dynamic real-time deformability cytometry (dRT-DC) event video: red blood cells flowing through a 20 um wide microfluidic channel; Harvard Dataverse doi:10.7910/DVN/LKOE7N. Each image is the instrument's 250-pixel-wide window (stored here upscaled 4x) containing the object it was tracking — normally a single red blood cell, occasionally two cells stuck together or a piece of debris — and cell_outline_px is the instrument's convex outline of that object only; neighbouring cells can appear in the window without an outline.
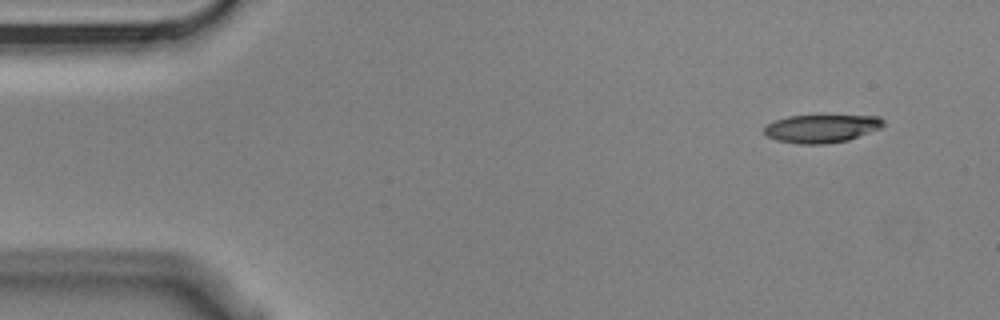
{"species": "Egyptian fruit bat (a non-hibernating species)", "species_latin": "Rousettus aegyptiacus", "temperature_condition": "cold", "stored_images_in_passage": 4, "camera_frame_rate_fps": 3000, "um_per_image_px": 0.085, "animal": {"sex": "male"}, "frame": {"image": 1, "passage_image": 1, "time_ms": 0.0, "image_size_px": [1000, 320], "cell_outline_px": [[884, 124], [880, 128], [848, 140], [824, 144], [800, 144], [776, 140], [768, 136], [764, 132], [764, 128], [768, 124], [776, 120], [788, 116], [880, 116], [884, 120]], "centroid_in_image_um": [69.83, 10.93], "position_along_channel_um": 15.2, "area_um2": 19.25}}
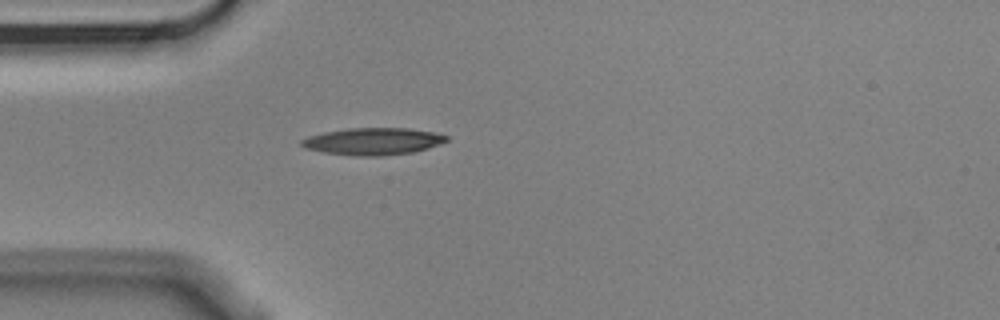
{"frame": {"image": 2, "passage_image": 4, "time_ms": 1.0, "image_size_px": [1000, 320], "cell_outline_px": [[448, 140], [440, 144], [428, 148], [412, 152], [384, 156], [356, 156], [324, 152], [304, 148], [300, 144], [300, 140], [308, 136], [324, 132], [348, 128], [408, 128], [436, 132], [448, 136]], "centroid_in_image_um": [31.71, 12.01], "position_along_channel_um": 53.3, "area_um2": 23.0}}